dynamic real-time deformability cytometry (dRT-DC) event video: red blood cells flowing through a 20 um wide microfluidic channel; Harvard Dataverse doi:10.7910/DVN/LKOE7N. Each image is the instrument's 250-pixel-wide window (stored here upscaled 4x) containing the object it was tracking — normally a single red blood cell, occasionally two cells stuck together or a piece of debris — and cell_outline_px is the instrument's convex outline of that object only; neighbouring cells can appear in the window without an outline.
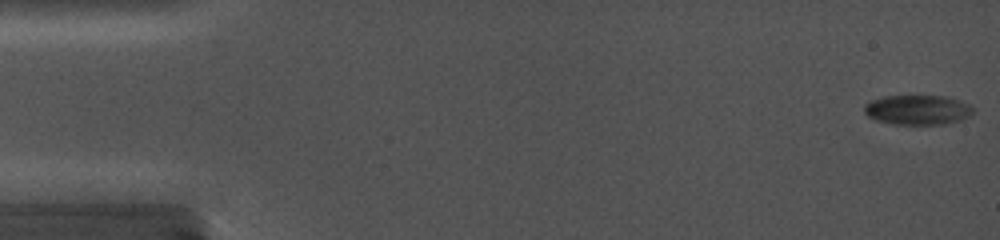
{"species": "common noctule bat (a hibernating species)", "species_latin": "Nyctalus noctula", "temperature_condition": "cold", "stored_images_in_passage": 83, "camera_frame_rate_fps": 5000, "um_per_image_px": 0.085, "animal": {"sex": "female", "body_mass_g": 19.0, "forearm_length_mm": 56.7}, "frame": {"image": 1, "passage_image": 1, "time_ms": 0.0, "image_size_px": [1000, 240], "cell_outline_px": [[972, 112], [968, 116], [960, 120], [944, 124], [892, 124], [876, 120], [868, 116], [864, 112], [864, 104], [872, 100], [884, 96], [948, 96], [968, 104], [972, 108]], "centroid_in_image_um": [77.96, 9.33], "position_along_channel_um": 7.0, "area_um2": 18.73}}
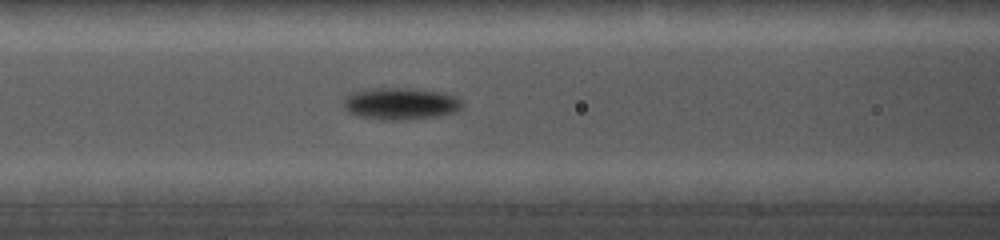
{"frame": {"image": 2, "passage_image": 36, "time_ms": 7.0, "image_size_px": [1000, 240], "cell_outline_px": [[460, 108], [456, 112], [440, 116], [408, 120], [380, 120], [360, 116], [348, 112], [344, 108], [344, 100], [348, 96], [360, 92], [388, 88], [392, 88], [436, 92], [452, 96], [460, 100]], "centroid_in_image_um": [34.06, 8.87], "position_along_channel_um": 132.5, "area_um2": 21.15}}
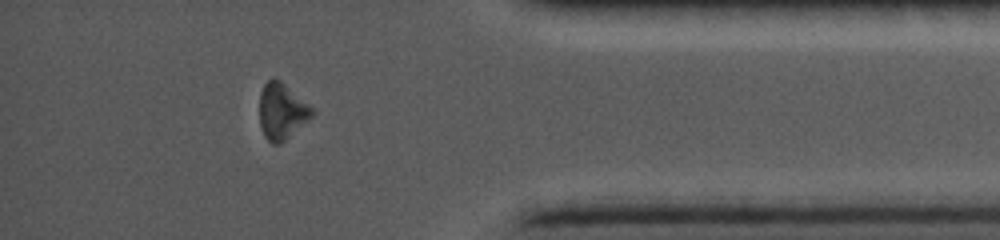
{"frame": {"image": 3, "passage_image": 74, "time_ms": 14.6, "image_size_px": [1000, 240], "cell_outline_px": [[316, 112], [308, 120], [280, 144], [272, 144], [264, 136], [260, 124], [260, 92], [264, 84], [268, 80], [276, 80], [312, 108]], "centroid_in_image_um": [23.92, 9.53], "position_along_channel_um": 411.3, "area_um2": 16.42}, "authors_computed_cell_mechanics": {"area_um2": 19.1318, "velocity_mm_per_s": 3.8268, "shape_relaxation_time_tau1_ms": null, "shape_relaxation_time_tau2_ms": 3.6521, "deformation_change_tau1": null, "deformation_change_tau2": 0.0835}}